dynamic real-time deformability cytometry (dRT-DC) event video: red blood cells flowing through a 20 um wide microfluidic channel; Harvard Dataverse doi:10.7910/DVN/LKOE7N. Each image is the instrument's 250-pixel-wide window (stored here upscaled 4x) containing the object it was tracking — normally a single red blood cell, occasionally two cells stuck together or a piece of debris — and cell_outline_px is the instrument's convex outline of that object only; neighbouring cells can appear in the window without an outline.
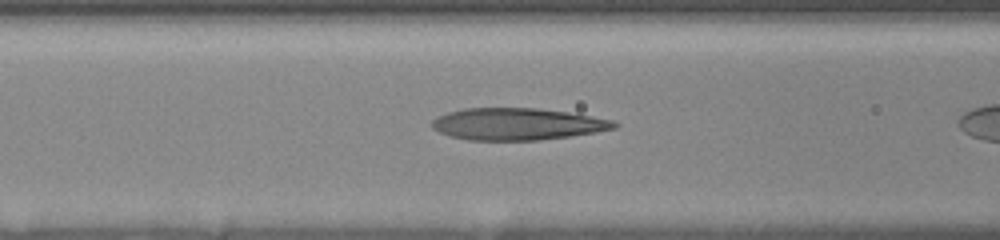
{"species": "human", "species_latin": "Homo sapiens", "temperature_condition": "room temperature", "stored_images_in_passage": 12, "camera_frame_rate_fps": 3000, "um_per_image_px": 0.085, "donor": {"sex": "female"}, "frame": {"image": 1, "passage_image": 5, "time_ms": 1.333, "image_size_px": [1000, 240], "cell_outline_px": [[620, 124], [616, 128], [596, 132], [540, 140], [468, 140], [448, 136], [432, 128], [432, 120], [436, 116], [448, 112], [464, 108], [536, 108], [568, 112], [592, 116], [612, 120]], "centroid_in_image_um": [43.95, 10.54], "position_along_channel_um": 122.6, "area_um2": 33.99}}
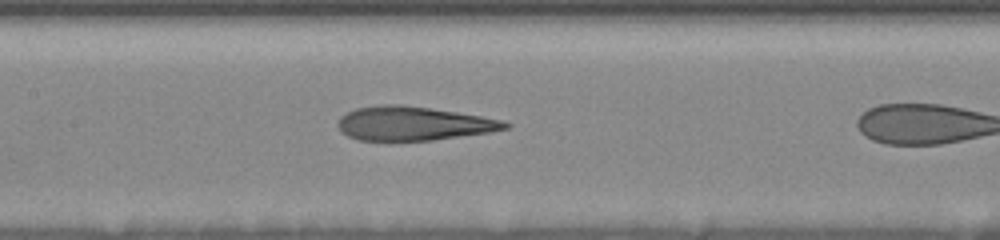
{"frame": {"image": 2, "passage_image": 10, "time_ms": 2.667, "image_size_px": [1000, 240], "cell_outline_px": [[512, 124], [508, 128], [492, 132], [432, 140], [356, 140], [340, 132], [336, 124], [336, 120], [340, 116], [356, 108], [380, 104], [400, 104], [456, 112], [480, 116], [500, 120]], "centroid_in_image_um": [35.08, 10.5], "position_along_channel_um": 172.3, "area_um2": 33.06}}